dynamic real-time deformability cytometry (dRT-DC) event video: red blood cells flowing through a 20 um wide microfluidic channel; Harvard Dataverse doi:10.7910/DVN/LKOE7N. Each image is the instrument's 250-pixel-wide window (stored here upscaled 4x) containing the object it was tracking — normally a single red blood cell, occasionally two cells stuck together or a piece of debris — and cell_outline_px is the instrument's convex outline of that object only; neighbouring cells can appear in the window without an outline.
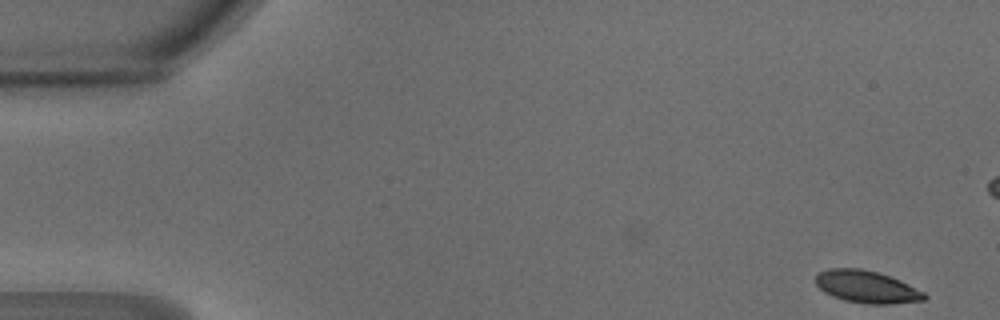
{"species": "common noctule bat (a hibernating species)", "species_latin": "Nyctalus noctula", "temperature_condition": "warm", "stored_images_in_passage": 47, "camera_frame_rate_fps": 3000, "um_per_image_px": 0.085, "animal": {"sex": "male", "body_mass_g": 18.8}, "frame": {"image": 1, "passage_image": 1, "time_ms": 0.0, "image_size_px": [1000, 320], "cell_outline_px": [[928, 296], [924, 300], [892, 304], [864, 304], [844, 300], [832, 296], [824, 292], [816, 284], [816, 276], [820, 272], [828, 268], [860, 268], [880, 272], [900, 280], [924, 292]], "centroid_in_image_um": [73.67, 24.38], "position_along_channel_um": 11.3, "area_um2": 20.58}}
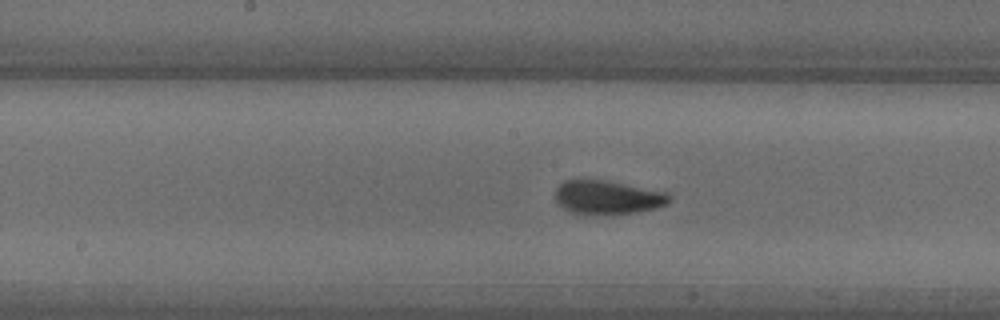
{"frame": {"image": 2, "passage_image": 23, "time_ms": 7.333, "image_size_px": [1000, 320], "cell_outline_px": [[672, 200], [668, 204], [656, 208], [636, 212], [584, 216], [568, 212], [556, 200], [556, 188], [564, 180], [604, 180], [664, 192], [672, 196]], "centroid_in_image_um": [51.62, 16.8], "position_along_channel_um": 196.6, "area_um2": 22.54}}
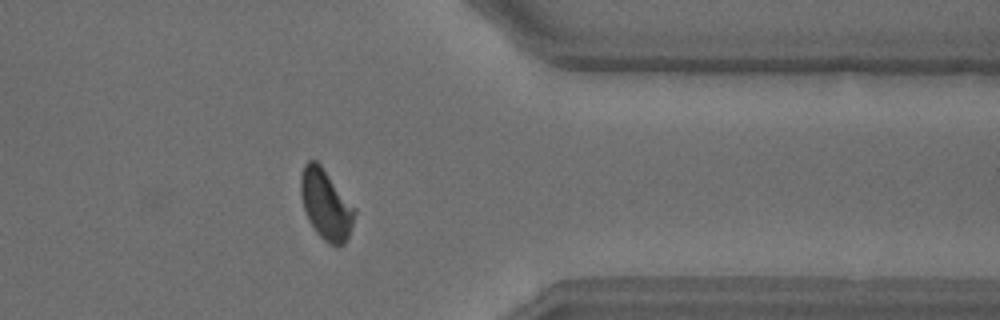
{"frame": {"image": 3, "passage_image": 37, "time_ms": 12.0, "image_size_px": [1000, 320], "cell_outline_px": [[356, 212], [348, 236], [344, 244], [328, 244], [316, 232], [308, 220], [300, 196], [300, 176], [304, 164], [308, 160], [316, 160], [320, 164], [356, 208]], "centroid_in_image_um": [27.68, 17.36], "position_along_channel_um": 383.7, "area_um2": 21.91}, "authors_computed_cell_mechanics": {"area_um2": 21.9062, "velocity_mm_per_s": 4.2449, "shape_relaxation_time_tau1_ms": 2.8706, "shape_relaxation_time_tau2_ms": 0.7819, "deformation_change_tau1": 0.1258, "deformation_change_tau2": 0.0517}}